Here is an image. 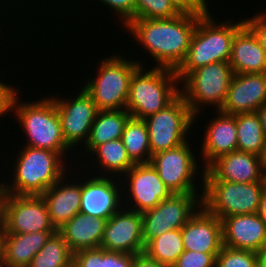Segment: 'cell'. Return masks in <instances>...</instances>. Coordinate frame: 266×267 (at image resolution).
<instances>
[{
  "label": "cell",
  "instance_id": "cell-1",
  "mask_svg": "<svg viewBox=\"0 0 266 267\" xmlns=\"http://www.w3.org/2000/svg\"><path fill=\"white\" fill-rule=\"evenodd\" d=\"M199 16L181 13L169 19H134L125 27L140 50L149 54L150 67L177 70L187 56ZM128 32V33H127ZM139 44V45H138ZM154 60V62H153ZM156 65V66H155Z\"/></svg>",
  "mask_w": 266,
  "mask_h": 267
},
{
  "label": "cell",
  "instance_id": "cell-2",
  "mask_svg": "<svg viewBox=\"0 0 266 267\" xmlns=\"http://www.w3.org/2000/svg\"><path fill=\"white\" fill-rule=\"evenodd\" d=\"M16 151V158L11 156L12 164L7 166L11 176H4L8 181L0 178V190L3 193L42 195L71 168L58 152L25 145L21 147V144L19 151Z\"/></svg>",
  "mask_w": 266,
  "mask_h": 267
},
{
  "label": "cell",
  "instance_id": "cell-3",
  "mask_svg": "<svg viewBox=\"0 0 266 267\" xmlns=\"http://www.w3.org/2000/svg\"><path fill=\"white\" fill-rule=\"evenodd\" d=\"M20 93L19 90L13 98L11 115H14L16 122L20 124L19 129H22L21 131L25 135L26 143L23 141L21 144L58 152L68 163L72 159L71 166L74 162L76 165V156L73 157V150L63 138L61 121L54 100L46 96L40 97L38 100L27 101L25 99V102L20 99L22 98L19 97ZM68 153H71L72 156Z\"/></svg>",
  "mask_w": 266,
  "mask_h": 267
},
{
  "label": "cell",
  "instance_id": "cell-4",
  "mask_svg": "<svg viewBox=\"0 0 266 267\" xmlns=\"http://www.w3.org/2000/svg\"><path fill=\"white\" fill-rule=\"evenodd\" d=\"M215 16L210 13L198 19L187 56L176 70L179 81L200 67L216 62H229L233 39L245 25L244 18L239 21L226 18L221 22L219 19L218 23Z\"/></svg>",
  "mask_w": 266,
  "mask_h": 267
},
{
  "label": "cell",
  "instance_id": "cell-5",
  "mask_svg": "<svg viewBox=\"0 0 266 267\" xmlns=\"http://www.w3.org/2000/svg\"><path fill=\"white\" fill-rule=\"evenodd\" d=\"M127 56L113 52L106 58L102 57L98 60L100 62L97 61L96 66H99L95 68V75L90 73L88 78H82L83 84L79 85L90 95L98 110L126 109L131 77L146 63L137 56L136 59Z\"/></svg>",
  "mask_w": 266,
  "mask_h": 267
},
{
  "label": "cell",
  "instance_id": "cell-6",
  "mask_svg": "<svg viewBox=\"0 0 266 267\" xmlns=\"http://www.w3.org/2000/svg\"><path fill=\"white\" fill-rule=\"evenodd\" d=\"M179 95L180 81L175 70L140 66L130 80L126 110L133 118L145 119L166 108Z\"/></svg>",
  "mask_w": 266,
  "mask_h": 267
},
{
  "label": "cell",
  "instance_id": "cell-7",
  "mask_svg": "<svg viewBox=\"0 0 266 267\" xmlns=\"http://www.w3.org/2000/svg\"><path fill=\"white\" fill-rule=\"evenodd\" d=\"M233 76L229 62H216L191 71L180 81V95L194 115V124L203 118L205 108H222Z\"/></svg>",
  "mask_w": 266,
  "mask_h": 267
},
{
  "label": "cell",
  "instance_id": "cell-8",
  "mask_svg": "<svg viewBox=\"0 0 266 267\" xmlns=\"http://www.w3.org/2000/svg\"><path fill=\"white\" fill-rule=\"evenodd\" d=\"M265 184L218 180L205 169L202 205L220 220L232 215L256 214Z\"/></svg>",
  "mask_w": 266,
  "mask_h": 267
},
{
  "label": "cell",
  "instance_id": "cell-9",
  "mask_svg": "<svg viewBox=\"0 0 266 267\" xmlns=\"http://www.w3.org/2000/svg\"><path fill=\"white\" fill-rule=\"evenodd\" d=\"M190 141L191 139L176 148L158 152L150 158L149 163L157 170L159 178L172 194L204 191L205 169L200 166L199 157H196L199 155L195 154L197 151L192 150L191 143L196 142ZM196 180L200 181V185H197Z\"/></svg>",
  "mask_w": 266,
  "mask_h": 267
},
{
  "label": "cell",
  "instance_id": "cell-10",
  "mask_svg": "<svg viewBox=\"0 0 266 267\" xmlns=\"http://www.w3.org/2000/svg\"><path fill=\"white\" fill-rule=\"evenodd\" d=\"M143 120L148 129L151 156L182 145L192 137L189 133L196 132L193 130L196 126L194 115L181 95L163 110Z\"/></svg>",
  "mask_w": 266,
  "mask_h": 267
},
{
  "label": "cell",
  "instance_id": "cell-11",
  "mask_svg": "<svg viewBox=\"0 0 266 267\" xmlns=\"http://www.w3.org/2000/svg\"><path fill=\"white\" fill-rule=\"evenodd\" d=\"M203 193L171 194L153 209L142 213L143 240H150L167 231L181 229L202 206Z\"/></svg>",
  "mask_w": 266,
  "mask_h": 267
},
{
  "label": "cell",
  "instance_id": "cell-12",
  "mask_svg": "<svg viewBox=\"0 0 266 267\" xmlns=\"http://www.w3.org/2000/svg\"><path fill=\"white\" fill-rule=\"evenodd\" d=\"M73 93H76L74 94L75 97L72 95ZM73 93H71V97L66 99L65 96L62 98L58 94L52 96L48 92L55 102L60 117L63 138L67 145L72 150L75 149L74 151L77 153L88 140L91 126L99 110L81 85L79 91Z\"/></svg>",
  "mask_w": 266,
  "mask_h": 267
},
{
  "label": "cell",
  "instance_id": "cell-13",
  "mask_svg": "<svg viewBox=\"0 0 266 267\" xmlns=\"http://www.w3.org/2000/svg\"><path fill=\"white\" fill-rule=\"evenodd\" d=\"M120 180L123 206L139 213L153 209L172 194L150 163L134 164Z\"/></svg>",
  "mask_w": 266,
  "mask_h": 267
},
{
  "label": "cell",
  "instance_id": "cell-14",
  "mask_svg": "<svg viewBox=\"0 0 266 267\" xmlns=\"http://www.w3.org/2000/svg\"><path fill=\"white\" fill-rule=\"evenodd\" d=\"M122 207L123 194L120 178L89 174L81 167L80 213L108 220Z\"/></svg>",
  "mask_w": 266,
  "mask_h": 267
},
{
  "label": "cell",
  "instance_id": "cell-15",
  "mask_svg": "<svg viewBox=\"0 0 266 267\" xmlns=\"http://www.w3.org/2000/svg\"><path fill=\"white\" fill-rule=\"evenodd\" d=\"M57 231L41 195L5 193V233Z\"/></svg>",
  "mask_w": 266,
  "mask_h": 267
},
{
  "label": "cell",
  "instance_id": "cell-16",
  "mask_svg": "<svg viewBox=\"0 0 266 267\" xmlns=\"http://www.w3.org/2000/svg\"><path fill=\"white\" fill-rule=\"evenodd\" d=\"M101 248L136 255L144 251L142 213L122 207L106 223Z\"/></svg>",
  "mask_w": 266,
  "mask_h": 267
},
{
  "label": "cell",
  "instance_id": "cell-17",
  "mask_svg": "<svg viewBox=\"0 0 266 267\" xmlns=\"http://www.w3.org/2000/svg\"><path fill=\"white\" fill-rule=\"evenodd\" d=\"M76 168L80 171L75 174L73 170H76ZM70 169L57 183L41 195L46 202L50 221L56 230L60 229L80 210L81 166L76 165L75 167L73 165Z\"/></svg>",
  "mask_w": 266,
  "mask_h": 267
},
{
  "label": "cell",
  "instance_id": "cell-18",
  "mask_svg": "<svg viewBox=\"0 0 266 267\" xmlns=\"http://www.w3.org/2000/svg\"><path fill=\"white\" fill-rule=\"evenodd\" d=\"M214 117H208L204 136L199 139V161L207 169L219 157L237 150L236 115L213 110ZM203 141V142H202ZM202 144V145H201ZM201 148V149H200Z\"/></svg>",
  "mask_w": 266,
  "mask_h": 267
},
{
  "label": "cell",
  "instance_id": "cell-19",
  "mask_svg": "<svg viewBox=\"0 0 266 267\" xmlns=\"http://www.w3.org/2000/svg\"><path fill=\"white\" fill-rule=\"evenodd\" d=\"M266 104V73H234L220 111L237 115L254 113Z\"/></svg>",
  "mask_w": 266,
  "mask_h": 267
},
{
  "label": "cell",
  "instance_id": "cell-20",
  "mask_svg": "<svg viewBox=\"0 0 266 267\" xmlns=\"http://www.w3.org/2000/svg\"><path fill=\"white\" fill-rule=\"evenodd\" d=\"M184 250L219 253L223 247L222 221L203 205L181 228Z\"/></svg>",
  "mask_w": 266,
  "mask_h": 267
},
{
  "label": "cell",
  "instance_id": "cell-21",
  "mask_svg": "<svg viewBox=\"0 0 266 267\" xmlns=\"http://www.w3.org/2000/svg\"><path fill=\"white\" fill-rule=\"evenodd\" d=\"M223 246L260 252L266 248V223L256 214H240L222 220Z\"/></svg>",
  "mask_w": 266,
  "mask_h": 267
},
{
  "label": "cell",
  "instance_id": "cell-22",
  "mask_svg": "<svg viewBox=\"0 0 266 267\" xmlns=\"http://www.w3.org/2000/svg\"><path fill=\"white\" fill-rule=\"evenodd\" d=\"M218 180L236 183L266 182L262 157L253 153L232 151L207 168Z\"/></svg>",
  "mask_w": 266,
  "mask_h": 267
},
{
  "label": "cell",
  "instance_id": "cell-23",
  "mask_svg": "<svg viewBox=\"0 0 266 267\" xmlns=\"http://www.w3.org/2000/svg\"><path fill=\"white\" fill-rule=\"evenodd\" d=\"M80 158L82 159L78 158L76 163L77 165L81 166L82 169H84V171L86 172L88 171L89 173L91 172V174L99 175V176H111L112 175V177L114 176L117 178H121L135 164L128 156L127 150L121 138L98 145L88 155V158H87L88 160H86V157L85 159H83V157H80ZM78 161L82 163L79 164Z\"/></svg>",
  "mask_w": 266,
  "mask_h": 267
},
{
  "label": "cell",
  "instance_id": "cell-24",
  "mask_svg": "<svg viewBox=\"0 0 266 267\" xmlns=\"http://www.w3.org/2000/svg\"><path fill=\"white\" fill-rule=\"evenodd\" d=\"M229 64L234 73H266V52L246 25L235 34Z\"/></svg>",
  "mask_w": 266,
  "mask_h": 267
},
{
  "label": "cell",
  "instance_id": "cell-25",
  "mask_svg": "<svg viewBox=\"0 0 266 267\" xmlns=\"http://www.w3.org/2000/svg\"><path fill=\"white\" fill-rule=\"evenodd\" d=\"M106 223L107 219L94 218L79 212L57 232L65 239L70 250L75 253L82 249L100 247Z\"/></svg>",
  "mask_w": 266,
  "mask_h": 267
},
{
  "label": "cell",
  "instance_id": "cell-26",
  "mask_svg": "<svg viewBox=\"0 0 266 267\" xmlns=\"http://www.w3.org/2000/svg\"><path fill=\"white\" fill-rule=\"evenodd\" d=\"M56 232L5 233L3 264L6 267H28L32 258Z\"/></svg>",
  "mask_w": 266,
  "mask_h": 267
},
{
  "label": "cell",
  "instance_id": "cell-27",
  "mask_svg": "<svg viewBox=\"0 0 266 267\" xmlns=\"http://www.w3.org/2000/svg\"><path fill=\"white\" fill-rule=\"evenodd\" d=\"M131 117L130 113L126 109L119 110H99L95 121L93 122L88 140L86 141L83 149L76 153L78 157L80 154L85 157L100 144L105 142L120 139L122 137L124 127ZM85 154H84V153Z\"/></svg>",
  "mask_w": 266,
  "mask_h": 267
},
{
  "label": "cell",
  "instance_id": "cell-28",
  "mask_svg": "<svg viewBox=\"0 0 266 267\" xmlns=\"http://www.w3.org/2000/svg\"><path fill=\"white\" fill-rule=\"evenodd\" d=\"M236 131L237 150L263 157L266 138L257 112L237 114Z\"/></svg>",
  "mask_w": 266,
  "mask_h": 267
},
{
  "label": "cell",
  "instance_id": "cell-29",
  "mask_svg": "<svg viewBox=\"0 0 266 267\" xmlns=\"http://www.w3.org/2000/svg\"><path fill=\"white\" fill-rule=\"evenodd\" d=\"M121 140L128 156L135 164L150 162L148 129L143 119L130 117L124 127Z\"/></svg>",
  "mask_w": 266,
  "mask_h": 267
},
{
  "label": "cell",
  "instance_id": "cell-30",
  "mask_svg": "<svg viewBox=\"0 0 266 267\" xmlns=\"http://www.w3.org/2000/svg\"><path fill=\"white\" fill-rule=\"evenodd\" d=\"M183 251L181 229H174L150 240L143 252L159 263L172 267Z\"/></svg>",
  "mask_w": 266,
  "mask_h": 267
},
{
  "label": "cell",
  "instance_id": "cell-31",
  "mask_svg": "<svg viewBox=\"0 0 266 267\" xmlns=\"http://www.w3.org/2000/svg\"><path fill=\"white\" fill-rule=\"evenodd\" d=\"M73 267H134V255L101 247L82 249L73 253Z\"/></svg>",
  "mask_w": 266,
  "mask_h": 267
},
{
  "label": "cell",
  "instance_id": "cell-32",
  "mask_svg": "<svg viewBox=\"0 0 266 267\" xmlns=\"http://www.w3.org/2000/svg\"><path fill=\"white\" fill-rule=\"evenodd\" d=\"M28 267H73V252L56 232L32 258Z\"/></svg>",
  "mask_w": 266,
  "mask_h": 267
},
{
  "label": "cell",
  "instance_id": "cell-33",
  "mask_svg": "<svg viewBox=\"0 0 266 267\" xmlns=\"http://www.w3.org/2000/svg\"><path fill=\"white\" fill-rule=\"evenodd\" d=\"M179 14L171 0H136L135 19H169Z\"/></svg>",
  "mask_w": 266,
  "mask_h": 267
},
{
  "label": "cell",
  "instance_id": "cell-34",
  "mask_svg": "<svg viewBox=\"0 0 266 267\" xmlns=\"http://www.w3.org/2000/svg\"><path fill=\"white\" fill-rule=\"evenodd\" d=\"M257 252L233 249L226 246L216 257V267H257Z\"/></svg>",
  "mask_w": 266,
  "mask_h": 267
},
{
  "label": "cell",
  "instance_id": "cell-35",
  "mask_svg": "<svg viewBox=\"0 0 266 267\" xmlns=\"http://www.w3.org/2000/svg\"><path fill=\"white\" fill-rule=\"evenodd\" d=\"M85 1V0H84ZM93 3L98 2V6H105L106 11H112L113 17L116 15L117 21L125 27L130 21L135 19L136 0H90ZM95 1V2H94ZM86 2H89V0ZM100 2V3H99Z\"/></svg>",
  "mask_w": 266,
  "mask_h": 267
},
{
  "label": "cell",
  "instance_id": "cell-36",
  "mask_svg": "<svg viewBox=\"0 0 266 267\" xmlns=\"http://www.w3.org/2000/svg\"><path fill=\"white\" fill-rule=\"evenodd\" d=\"M218 253L184 250L172 267H216Z\"/></svg>",
  "mask_w": 266,
  "mask_h": 267
},
{
  "label": "cell",
  "instance_id": "cell-37",
  "mask_svg": "<svg viewBox=\"0 0 266 267\" xmlns=\"http://www.w3.org/2000/svg\"><path fill=\"white\" fill-rule=\"evenodd\" d=\"M171 2L180 13L184 14L204 17L215 11L210 8L211 0H171Z\"/></svg>",
  "mask_w": 266,
  "mask_h": 267
},
{
  "label": "cell",
  "instance_id": "cell-38",
  "mask_svg": "<svg viewBox=\"0 0 266 267\" xmlns=\"http://www.w3.org/2000/svg\"><path fill=\"white\" fill-rule=\"evenodd\" d=\"M0 118H7V114L11 115L12 112V101L14 96L19 92V89H16L18 86L12 85L13 82L6 80L4 77V81L2 80L3 76L0 77ZM6 82V83H5ZM9 82V83H8ZM11 83V85H10ZM15 86V87H13Z\"/></svg>",
  "mask_w": 266,
  "mask_h": 267
},
{
  "label": "cell",
  "instance_id": "cell-39",
  "mask_svg": "<svg viewBox=\"0 0 266 267\" xmlns=\"http://www.w3.org/2000/svg\"><path fill=\"white\" fill-rule=\"evenodd\" d=\"M266 10V9H265ZM262 10L255 15L244 18L245 25L255 34L261 47L266 52V11Z\"/></svg>",
  "mask_w": 266,
  "mask_h": 267
},
{
  "label": "cell",
  "instance_id": "cell-40",
  "mask_svg": "<svg viewBox=\"0 0 266 267\" xmlns=\"http://www.w3.org/2000/svg\"><path fill=\"white\" fill-rule=\"evenodd\" d=\"M134 267H167L157 260L147 256L144 252L134 255Z\"/></svg>",
  "mask_w": 266,
  "mask_h": 267
},
{
  "label": "cell",
  "instance_id": "cell-41",
  "mask_svg": "<svg viewBox=\"0 0 266 267\" xmlns=\"http://www.w3.org/2000/svg\"><path fill=\"white\" fill-rule=\"evenodd\" d=\"M22 1H23V0H22ZM22 1H21V0H17V1H16V0H0V4H1L0 7H3V8H0V12H1L2 15L4 16V14L10 12L9 10H11V13L13 14V13H14V12H13V11H14L13 9H15V7L13 8V6H17L18 3H19V5L16 7V10H17V8H18L17 11L20 12V11H19V10H20V9H19L20 6H21V9H22V10H25L24 8H22V7H23L22 5L25 4V2H24L25 0H24L23 2H22ZM26 1H27L28 3H29V2L31 3L30 0H26ZM1 2H2V3H1ZM11 2H12V3H11ZM16 2H18V3H16ZM20 2H22V4H21ZM15 3H16V4H15ZM5 4H6V5H5ZM7 4H8L9 6H8ZM13 4H14V5H13ZM3 5H4L5 7H4ZM6 6L9 7V9H8ZM10 6H11V8H10ZM5 8H6V10H5ZM7 9H8V12H7ZM2 11L6 12V13H4V12H2ZM2 15H0V17H1ZM1 21H2V19L0 18V24H2ZM1 31H4V30H3V29L1 28V26H0V35H1ZM0 39H2L1 36H0ZM0 42H1V40H0ZM0 48H3V47H0Z\"/></svg>",
  "mask_w": 266,
  "mask_h": 267
},
{
  "label": "cell",
  "instance_id": "cell-42",
  "mask_svg": "<svg viewBox=\"0 0 266 267\" xmlns=\"http://www.w3.org/2000/svg\"><path fill=\"white\" fill-rule=\"evenodd\" d=\"M257 214L266 223V184L260 195V201H259Z\"/></svg>",
  "mask_w": 266,
  "mask_h": 267
},
{
  "label": "cell",
  "instance_id": "cell-43",
  "mask_svg": "<svg viewBox=\"0 0 266 267\" xmlns=\"http://www.w3.org/2000/svg\"><path fill=\"white\" fill-rule=\"evenodd\" d=\"M0 234H5V193L0 190Z\"/></svg>",
  "mask_w": 266,
  "mask_h": 267
},
{
  "label": "cell",
  "instance_id": "cell-44",
  "mask_svg": "<svg viewBox=\"0 0 266 267\" xmlns=\"http://www.w3.org/2000/svg\"><path fill=\"white\" fill-rule=\"evenodd\" d=\"M256 112L260 117L264 136L266 138V104H263Z\"/></svg>",
  "mask_w": 266,
  "mask_h": 267
},
{
  "label": "cell",
  "instance_id": "cell-45",
  "mask_svg": "<svg viewBox=\"0 0 266 267\" xmlns=\"http://www.w3.org/2000/svg\"><path fill=\"white\" fill-rule=\"evenodd\" d=\"M257 267H266V248L257 253Z\"/></svg>",
  "mask_w": 266,
  "mask_h": 267
},
{
  "label": "cell",
  "instance_id": "cell-46",
  "mask_svg": "<svg viewBox=\"0 0 266 267\" xmlns=\"http://www.w3.org/2000/svg\"><path fill=\"white\" fill-rule=\"evenodd\" d=\"M4 239L5 234H0V264H3Z\"/></svg>",
  "mask_w": 266,
  "mask_h": 267
},
{
  "label": "cell",
  "instance_id": "cell-47",
  "mask_svg": "<svg viewBox=\"0 0 266 267\" xmlns=\"http://www.w3.org/2000/svg\"><path fill=\"white\" fill-rule=\"evenodd\" d=\"M262 161H263V170H264V173L266 175V147H265L264 155L262 157Z\"/></svg>",
  "mask_w": 266,
  "mask_h": 267
}]
</instances>
